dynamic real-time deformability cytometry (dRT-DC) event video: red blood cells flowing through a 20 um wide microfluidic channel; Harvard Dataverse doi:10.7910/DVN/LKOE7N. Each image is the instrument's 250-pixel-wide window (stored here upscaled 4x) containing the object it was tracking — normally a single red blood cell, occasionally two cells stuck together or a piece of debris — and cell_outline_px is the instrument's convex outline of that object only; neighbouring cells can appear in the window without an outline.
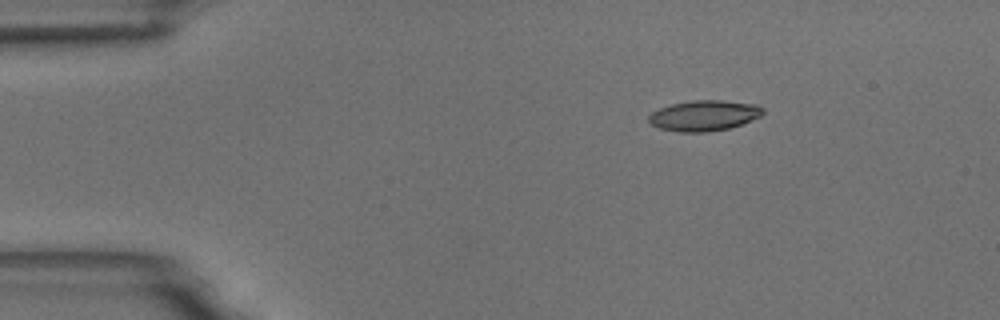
{"species": "common noctule bat (a hibernating species)", "species_latin": "Nyctalus noctula", "temperature_condition": "room temperature", "stored_images_in_passage": 3, "camera_frame_rate_fps": 3000, "um_per_image_px": 0.085, "animal": {"sex": "male", "body_mass_g": 18.8}, "frame": {"image": 1, "passage_image": 1, "time_ms": 0.0, "image_size_px": [1000, 320], "cell_outline_px": [[764, 112], [760, 116], [740, 124], [728, 128], [708, 132], [680, 132], [660, 128], [652, 124], [648, 120], [648, 116], [652, 112], [660, 108], [672, 104], [692, 100], [720, 100], [756, 104], [764, 108]], "centroid_in_image_um": [59.84, 9.82], "position_along_channel_um": 25.2, "area_um2": 20.17}}